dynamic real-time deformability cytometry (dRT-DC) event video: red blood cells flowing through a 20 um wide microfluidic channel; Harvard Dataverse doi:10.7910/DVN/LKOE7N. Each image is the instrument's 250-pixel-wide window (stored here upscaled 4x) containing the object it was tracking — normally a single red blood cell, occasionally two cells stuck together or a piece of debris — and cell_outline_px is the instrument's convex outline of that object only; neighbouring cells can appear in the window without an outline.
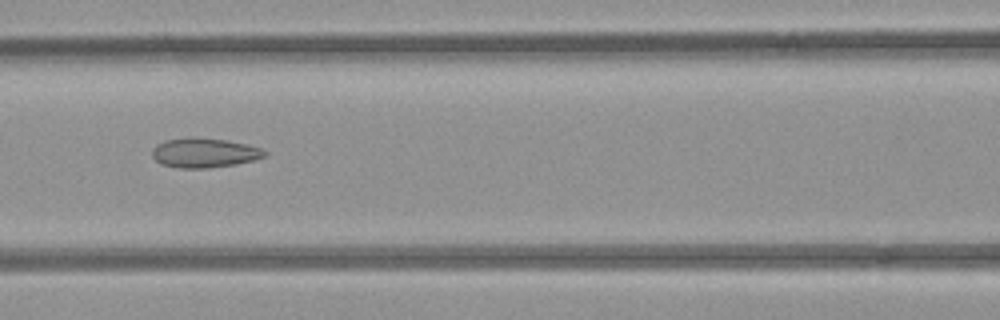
{"species": "common noctule bat (a hibernating species)", "species_latin": "Nyctalus noctula", "temperature_condition": "room temperature", "stored_images_in_passage": 9, "camera_frame_rate_fps": 3000, "um_per_image_px": 0.085, "animal": {"sex": "female", "body_mass_g": 21.9}, "frame": {"image": 1, "passage_image": 7, "time_ms": 7.333, "image_size_px": [1000, 320], "cell_outline_px": [[268, 152], [264, 156], [256, 160], [236, 164], [208, 168], [180, 168], [160, 164], [152, 156], [152, 148], [156, 144], [164, 140], [228, 140], [248, 144], [260, 148]], "centroid_in_image_um": [17.39, 13.03], "position_along_channel_um": 149.2, "area_um2": 18.79}}
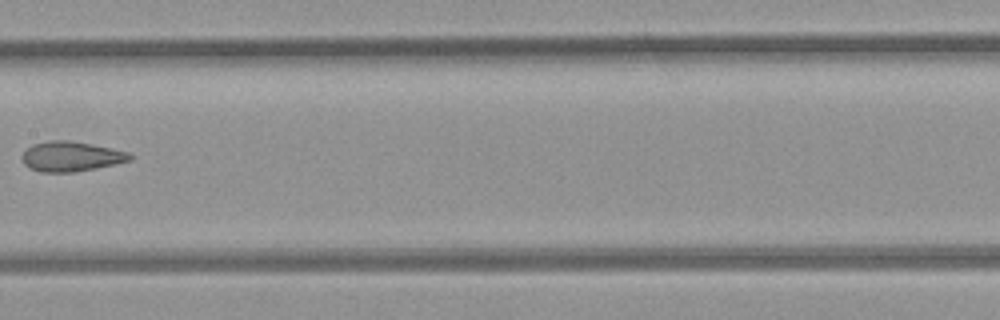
{"frame": {"image": 2, "passage_image": 8, "time_ms": 8.667, "image_size_px": [1000, 320], "cell_outline_px": [[132, 160], [116, 164], [76, 172], [40, 172], [28, 168], [24, 164], [20, 156], [32, 144], [48, 140], [68, 140], [92, 144], [112, 148], [128, 152], [132, 156]], "centroid_in_image_um": [6.02, 13.3], "position_along_channel_um": 201.4, "area_um2": 19.02}}
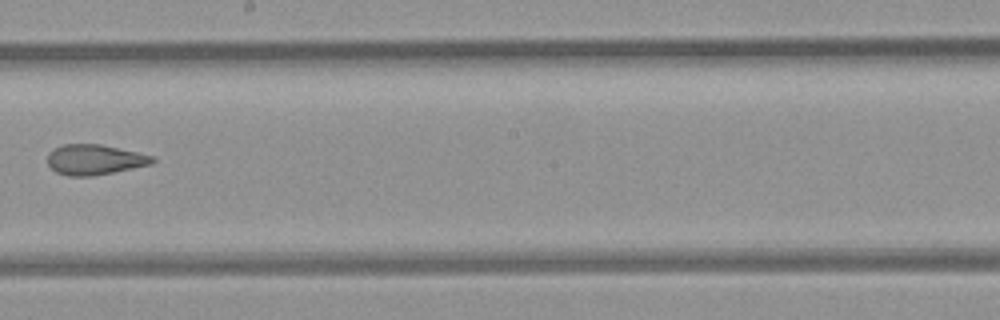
{"frame": {"image": 3, "passage_image": 9, "time_ms": 9.667, "image_size_px": [1000, 320], "cell_outline_px": [[156, 160], [152, 164], [92, 176], [68, 176], [56, 172], [48, 164], [48, 152], [64, 144], [100, 144], [136, 152], [152, 156]], "centroid_in_image_um": [8.02, 13.57], "position_along_channel_um": 240.2, "area_um2": 18.26}}